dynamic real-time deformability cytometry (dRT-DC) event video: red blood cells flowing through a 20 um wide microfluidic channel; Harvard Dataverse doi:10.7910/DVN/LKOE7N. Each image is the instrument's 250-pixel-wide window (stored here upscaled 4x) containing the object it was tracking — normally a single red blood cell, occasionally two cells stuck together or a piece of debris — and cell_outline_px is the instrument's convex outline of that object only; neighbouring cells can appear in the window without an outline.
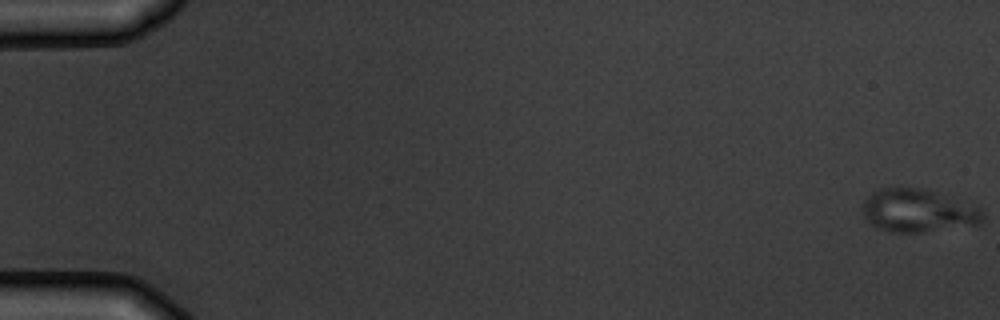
{"species": "common noctule bat (a hibernating species)", "species_latin": "Nyctalus noctula", "temperature_condition": "warm", "stored_images_in_passage": 4, "camera_frame_rate_fps": 3000, "um_per_image_px": 0.085, "animal": {"sex": "male", "body_mass_g": 19.5, "forearm_length_mm": 54.6}, "frame": {"image": 1, "passage_image": 1, "time_ms": 0.0, "image_size_px": [1000, 320], "cell_outline_px": [[984, 220], [980, 224], [924, 232], [888, 232], [872, 224], [864, 216], [864, 200], [872, 192], [880, 188], [924, 188], [984, 208]], "centroid_in_image_um": [78.09, 17.91], "position_along_channel_um": 6.9, "area_um2": 30.17}}